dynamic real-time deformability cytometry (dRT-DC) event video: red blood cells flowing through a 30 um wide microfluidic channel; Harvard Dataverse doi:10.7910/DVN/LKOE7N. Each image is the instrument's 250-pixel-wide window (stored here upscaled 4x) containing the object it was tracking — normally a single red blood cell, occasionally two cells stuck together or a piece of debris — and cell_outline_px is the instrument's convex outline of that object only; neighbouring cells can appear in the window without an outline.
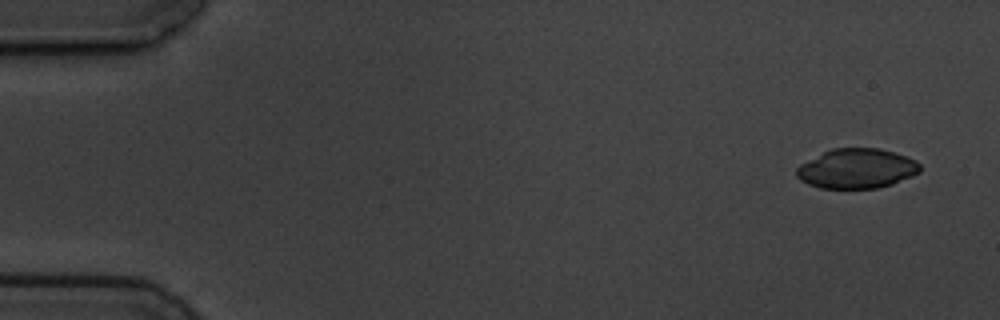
{"species": "common noctule bat (a hibernating species)", "species_latin": "Nyctalus noctula", "temperature_condition": "cold", "stored_images_in_passage": 6, "camera_frame_rate_fps": 3000, "um_per_image_px": 0.085, "animal": {"sex": "male", "body_mass_g": 19.5, "forearm_length_mm": 54.6}, "frame": {"image": 1, "passage_image": 1, "time_ms": 0.0, "image_size_px": [1000, 320], "cell_outline_px": [[920, 172], [912, 176], [892, 184], [876, 188], [820, 188], [808, 184], [800, 180], [796, 176], [796, 168], [800, 164], [832, 148], [880, 148], [896, 152], [908, 156], [916, 160], [920, 164]], "centroid_in_image_um": [72.84, 14.32], "position_along_channel_um": 12.2, "area_um2": 28.73}}